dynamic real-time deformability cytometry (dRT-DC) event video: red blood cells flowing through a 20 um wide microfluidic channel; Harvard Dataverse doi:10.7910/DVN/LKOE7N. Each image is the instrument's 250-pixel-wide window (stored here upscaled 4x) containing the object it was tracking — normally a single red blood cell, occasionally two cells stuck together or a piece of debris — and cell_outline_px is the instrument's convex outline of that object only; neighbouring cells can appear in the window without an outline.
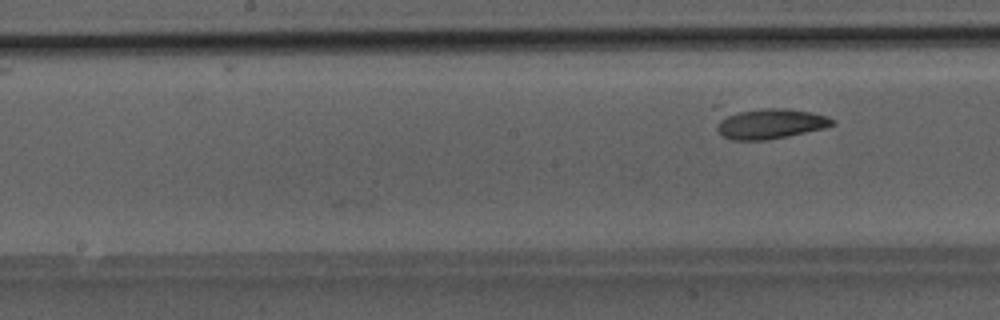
{"species": "Egyptian fruit bat (a non-hibernating species)", "species_latin": "Rousettus aegyptiacus", "temperature_condition": "room temperature", "stored_images_in_passage": 6, "camera_frame_rate_fps": 3000, "um_per_image_px": 0.085, "animal": {"sex": "male"}, "frame": {"image": 1, "passage_image": 6, "time_ms": 1.667, "image_size_px": [1000, 320], "cell_outline_px": [[836, 124], [824, 128], [788, 136], [768, 140], [732, 140], [724, 136], [716, 128], [712, 108], [712, 104], [720, 104], [788, 108], [812, 112], [828, 116], [836, 120]], "centroid_in_image_um": [65.08, 10.36], "position_along_channel_um": 183.1, "area_um2": 23.47}}